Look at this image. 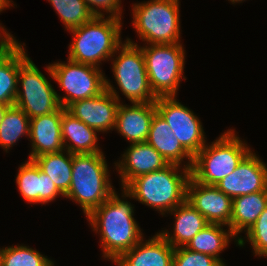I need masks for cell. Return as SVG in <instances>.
Returning a JSON list of instances; mask_svg holds the SVG:
<instances>
[{
	"label": "cell",
	"instance_id": "obj_1",
	"mask_svg": "<svg viewBox=\"0 0 267 266\" xmlns=\"http://www.w3.org/2000/svg\"><path fill=\"white\" fill-rule=\"evenodd\" d=\"M119 195L115 190L86 217L92 231L100 235L103 259L112 261V264L144 237L133 217L134 205L126 199L127 191L123 188L121 196Z\"/></svg>",
	"mask_w": 267,
	"mask_h": 266
},
{
	"label": "cell",
	"instance_id": "obj_2",
	"mask_svg": "<svg viewBox=\"0 0 267 266\" xmlns=\"http://www.w3.org/2000/svg\"><path fill=\"white\" fill-rule=\"evenodd\" d=\"M190 168L168 164L133 179L124 189L129 199L156 209L162 216L186 201Z\"/></svg>",
	"mask_w": 267,
	"mask_h": 266
},
{
	"label": "cell",
	"instance_id": "obj_3",
	"mask_svg": "<svg viewBox=\"0 0 267 266\" xmlns=\"http://www.w3.org/2000/svg\"><path fill=\"white\" fill-rule=\"evenodd\" d=\"M104 153L73 154L72 179L65 198L81 206L87 217L115 191Z\"/></svg>",
	"mask_w": 267,
	"mask_h": 266
},
{
	"label": "cell",
	"instance_id": "obj_4",
	"mask_svg": "<svg viewBox=\"0 0 267 266\" xmlns=\"http://www.w3.org/2000/svg\"><path fill=\"white\" fill-rule=\"evenodd\" d=\"M122 19L94 16L83 25L68 32L73 40L69 44L68 59L100 68L102 61H109L121 39Z\"/></svg>",
	"mask_w": 267,
	"mask_h": 266
},
{
	"label": "cell",
	"instance_id": "obj_5",
	"mask_svg": "<svg viewBox=\"0 0 267 266\" xmlns=\"http://www.w3.org/2000/svg\"><path fill=\"white\" fill-rule=\"evenodd\" d=\"M111 59V70L119 88H115L107 78L105 79V89L120 103H122L121 97L116 89H119L130 103H150L157 100L149 84L142 46L127 37Z\"/></svg>",
	"mask_w": 267,
	"mask_h": 266
},
{
	"label": "cell",
	"instance_id": "obj_6",
	"mask_svg": "<svg viewBox=\"0 0 267 266\" xmlns=\"http://www.w3.org/2000/svg\"><path fill=\"white\" fill-rule=\"evenodd\" d=\"M235 132L231 128L226 130L193 157L190 171L195 181L202 185H217L252 150Z\"/></svg>",
	"mask_w": 267,
	"mask_h": 266
},
{
	"label": "cell",
	"instance_id": "obj_7",
	"mask_svg": "<svg viewBox=\"0 0 267 266\" xmlns=\"http://www.w3.org/2000/svg\"><path fill=\"white\" fill-rule=\"evenodd\" d=\"M179 0H149L132 5V26L148 44L181 43Z\"/></svg>",
	"mask_w": 267,
	"mask_h": 266
},
{
	"label": "cell",
	"instance_id": "obj_8",
	"mask_svg": "<svg viewBox=\"0 0 267 266\" xmlns=\"http://www.w3.org/2000/svg\"><path fill=\"white\" fill-rule=\"evenodd\" d=\"M25 45L19 42L18 90L14 105L31 119L55 112L61 105L57 91L28 56Z\"/></svg>",
	"mask_w": 267,
	"mask_h": 266
},
{
	"label": "cell",
	"instance_id": "obj_9",
	"mask_svg": "<svg viewBox=\"0 0 267 266\" xmlns=\"http://www.w3.org/2000/svg\"><path fill=\"white\" fill-rule=\"evenodd\" d=\"M183 43L142 46L150 87L156 97L177 96L184 76Z\"/></svg>",
	"mask_w": 267,
	"mask_h": 266
},
{
	"label": "cell",
	"instance_id": "obj_10",
	"mask_svg": "<svg viewBox=\"0 0 267 266\" xmlns=\"http://www.w3.org/2000/svg\"><path fill=\"white\" fill-rule=\"evenodd\" d=\"M46 72L65 91L62 97L58 94L61 107L77 100L95 97L105 90V73L102 69L67 58L66 61L49 63Z\"/></svg>",
	"mask_w": 267,
	"mask_h": 266
},
{
	"label": "cell",
	"instance_id": "obj_11",
	"mask_svg": "<svg viewBox=\"0 0 267 266\" xmlns=\"http://www.w3.org/2000/svg\"><path fill=\"white\" fill-rule=\"evenodd\" d=\"M155 105L180 144L194 157L207 144L200 118L179 102L177 96L157 97Z\"/></svg>",
	"mask_w": 267,
	"mask_h": 266
},
{
	"label": "cell",
	"instance_id": "obj_12",
	"mask_svg": "<svg viewBox=\"0 0 267 266\" xmlns=\"http://www.w3.org/2000/svg\"><path fill=\"white\" fill-rule=\"evenodd\" d=\"M215 186L231 199L267 191V163L265 164L259 155L251 150L235 170Z\"/></svg>",
	"mask_w": 267,
	"mask_h": 266
},
{
	"label": "cell",
	"instance_id": "obj_13",
	"mask_svg": "<svg viewBox=\"0 0 267 266\" xmlns=\"http://www.w3.org/2000/svg\"><path fill=\"white\" fill-rule=\"evenodd\" d=\"M186 201L192 205L208 223L230 226L232 199L215 185H202L190 178Z\"/></svg>",
	"mask_w": 267,
	"mask_h": 266
},
{
	"label": "cell",
	"instance_id": "obj_14",
	"mask_svg": "<svg viewBox=\"0 0 267 266\" xmlns=\"http://www.w3.org/2000/svg\"><path fill=\"white\" fill-rule=\"evenodd\" d=\"M120 102L106 89L99 95L77 100L65 109L98 133L113 131Z\"/></svg>",
	"mask_w": 267,
	"mask_h": 266
},
{
	"label": "cell",
	"instance_id": "obj_15",
	"mask_svg": "<svg viewBox=\"0 0 267 266\" xmlns=\"http://www.w3.org/2000/svg\"><path fill=\"white\" fill-rule=\"evenodd\" d=\"M121 160L114 162L122 189L133 179L163 169L168 162L147 142L131 143L122 154Z\"/></svg>",
	"mask_w": 267,
	"mask_h": 266
},
{
	"label": "cell",
	"instance_id": "obj_16",
	"mask_svg": "<svg viewBox=\"0 0 267 266\" xmlns=\"http://www.w3.org/2000/svg\"><path fill=\"white\" fill-rule=\"evenodd\" d=\"M18 169L16 184L22 199L28 204L46 205L58 198L57 196L65 197L51 178L40 171L33 160L28 159Z\"/></svg>",
	"mask_w": 267,
	"mask_h": 266
},
{
	"label": "cell",
	"instance_id": "obj_17",
	"mask_svg": "<svg viewBox=\"0 0 267 266\" xmlns=\"http://www.w3.org/2000/svg\"><path fill=\"white\" fill-rule=\"evenodd\" d=\"M62 107L47 115L30 119L29 141L31 152L30 160L43 154L55 153L64 150L61 135Z\"/></svg>",
	"mask_w": 267,
	"mask_h": 266
},
{
	"label": "cell",
	"instance_id": "obj_18",
	"mask_svg": "<svg viewBox=\"0 0 267 266\" xmlns=\"http://www.w3.org/2000/svg\"><path fill=\"white\" fill-rule=\"evenodd\" d=\"M131 104H119L114 129L130 144L146 142L156 112L155 102Z\"/></svg>",
	"mask_w": 267,
	"mask_h": 266
},
{
	"label": "cell",
	"instance_id": "obj_19",
	"mask_svg": "<svg viewBox=\"0 0 267 266\" xmlns=\"http://www.w3.org/2000/svg\"><path fill=\"white\" fill-rule=\"evenodd\" d=\"M175 248L157 232L146 240L144 237L115 262L116 266H172Z\"/></svg>",
	"mask_w": 267,
	"mask_h": 266
},
{
	"label": "cell",
	"instance_id": "obj_20",
	"mask_svg": "<svg viewBox=\"0 0 267 266\" xmlns=\"http://www.w3.org/2000/svg\"><path fill=\"white\" fill-rule=\"evenodd\" d=\"M146 142L159 152L168 164L191 169L193 156L180 144L168 123L157 111L152 118Z\"/></svg>",
	"mask_w": 267,
	"mask_h": 266
},
{
	"label": "cell",
	"instance_id": "obj_21",
	"mask_svg": "<svg viewBox=\"0 0 267 266\" xmlns=\"http://www.w3.org/2000/svg\"><path fill=\"white\" fill-rule=\"evenodd\" d=\"M169 215H174L173 231L169 232L165 229L159 233L174 248L186 246L198 232L209 224L206 218L187 201L170 211Z\"/></svg>",
	"mask_w": 267,
	"mask_h": 266
},
{
	"label": "cell",
	"instance_id": "obj_22",
	"mask_svg": "<svg viewBox=\"0 0 267 266\" xmlns=\"http://www.w3.org/2000/svg\"><path fill=\"white\" fill-rule=\"evenodd\" d=\"M97 133L62 107L61 135L64 150L71 154L103 153L98 146Z\"/></svg>",
	"mask_w": 267,
	"mask_h": 266
},
{
	"label": "cell",
	"instance_id": "obj_23",
	"mask_svg": "<svg viewBox=\"0 0 267 266\" xmlns=\"http://www.w3.org/2000/svg\"><path fill=\"white\" fill-rule=\"evenodd\" d=\"M267 207V191L242 195L232 199V216L228 227L237 240L246 233Z\"/></svg>",
	"mask_w": 267,
	"mask_h": 266
},
{
	"label": "cell",
	"instance_id": "obj_24",
	"mask_svg": "<svg viewBox=\"0 0 267 266\" xmlns=\"http://www.w3.org/2000/svg\"><path fill=\"white\" fill-rule=\"evenodd\" d=\"M224 227L225 225L209 223L185 247L195 252L210 255L216 258L223 266H227L223 259L220 258V253L228 248L233 238L236 245H238V240L229 228L227 230Z\"/></svg>",
	"mask_w": 267,
	"mask_h": 266
},
{
	"label": "cell",
	"instance_id": "obj_25",
	"mask_svg": "<svg viewBox=\"0 0 267 266\" xmlns=\"http://www.w3.org/2000/svg\"><path fill=\"white\" fill-rule=\"evenodd\" d=\"M19 42L16 38L0 52V104L12 106L17 97Z\"/></svg>",
	"mask_w": 267,
	"mask_h": 266
},
{
	"label": "cell",
	"instance_id": "obj_26",
	"mask_svg": "<svg viewBox=\"0 0 267 266\" xmlns=\"http://www.w3.org/2000/svg\"><path fill=\"white\" fill-rule=\"evenodd\" d=\"M65 195L71 184L73 154L67 150L48 153L32 159Z\"/></svg>",
	"mask_w": 267,
	"mask_h": 266
},
{
	"label": "cell",
	"instance_id": "obj_27",
	"mask_svg": "<svg viewBox=\"0 0 267 266\" xmlns=\"http://www.w3.org/2000/svg\"><path fill=\"white\" fill-rule=\"evenodd\" d=\"M30 118L16 105L9 106L0 123V147L5 152L23 136L29 138Z\"/></svg>",
	"mask_w": 267,
	"mask_h": 266
},
{
	"label": "cell",
	"instance_id": "obj_28",
	"mask_svg": "<svg viewBox=\"0 0 267 266\" xmlns=\"http://www.w3.org/2000/svg\"><path fill=\"white\" fill-rule=\"evenodd\" d=\"M0 266H55L52 259L26 245L0 248Z\"/></svg>",
	"mask_w": 267,
	"mask_h": 266
},
{
	"label": "cell",
	"instance_id": "obj_29",
	"mask_svg": "<svg viewBox=\"0 0 267 266\" xmlns=\"http://www.w3.org/2000/svg\"><path fill=\"white\" fill-rule=\"evenodd\" d=\"M60 17L67 31L91 20L94 15L83 0H47Z\"/></svg>",
	"mask_w": 267,
	"mask_h": 266
},
{
	"label": "cell",
	"instance_id": "obj_30",
	"mask_svg": "<svg viewBox=\"0 0 267 266\" xmlns=\"http://www.w3.org/2000/svg\"><path fill=\"white\" fill-rule=\"evenodd\" d=\"M238 240L239 247L245 246L246 241L250 242L253 254L258 257H267V207L263 210L257 221ZM247 238V239H245Z\"/></svg>",
	"mask_w": 267,
	"mask_h": 266
},
{
	"label": "cell",
	"instance_id": "obj_31",
	"mask_svg": "<svg viewBox=\"0 0 267 266\" xmlns=\"http://www.w3.org/2000/svg\"><path fill=\"white\" fill-rule=\"evenodd\" d=\"M172 266H223L216 258L184 247L175 248Z\"/></svg>",
	"mask_w": 267,
	"mask_h": 266
},
{
	"label": "cell",
	"instance_id": "obj_32",
	"mask_svg": "<svg viewBox=\"0 0 267 266\" xmlns=\"http://www.w3.org/2000/svg\"><path fill=\"white\" fill-rule=\"evenodd\" d=\"M94 16L123 19L121 0H83ZM105 12V14H104ZM107 13V14H106Z\"/></svg>",
	"mask_w": 267,
	"mask_h": 266
},
{
	"label": "cell",
	"instance_id": "obj_33",
	"mask_svg": "<svg viewBox=\"0 0 267 266\" xmlns=\"http://www.w3.org/2000/svg\"><path fill=\"white\" fill-rule=\"evenodd\" d=\"M15 39L13 34L6 30L5 26L0 23V47H6Z\"/></svg>",
	"mask_w": 267,
	"mask_h": 266
},
{
	"label": "cell",
	"instance_id": "obj_34",
	"mask_svg": "<svg viewBox=\"0 0 267 266\" xmlns=\"http://www.w3.org/2000/svg\"><path fill=\"white\" fill-rule=\"evenodd\" d=\"M13 5L15 6L12 0H0V13L3 12V10L12 7Z\"/></svg>",
	"mask_w": 267,
	"mask_h": 266
},
{
	"label": "cell",
	"instance_id": "obj_35",
	"mask_svg": "<svg viewBox=\"0 0 267 266\" xmlns=\"http://www.w3.org/2000/svg\"><path fill=\"white\" fill-rule=\"evenodd\" d=\"M9 106L5 104H0V123L2 122L4 115L6 113V110Z\"/></svg>",
	"mask_w": 267,
	"mask_h": 266
},
{
	"label": "cell",
	"instance_id": "obj_36",
	"mask_svg": "<svg viewBox=\"0 0 267 266\" xmlns=\"http://www.w3.org/2000/svg\"><path fill=\"white\" fill-rule=\"evenodd\" d=\"M230 1L232 4H236V3H243L245 0H228Z\"/></svg>",
	"mask_w": 267,
	"mask_h": 266
}]
</instances>
